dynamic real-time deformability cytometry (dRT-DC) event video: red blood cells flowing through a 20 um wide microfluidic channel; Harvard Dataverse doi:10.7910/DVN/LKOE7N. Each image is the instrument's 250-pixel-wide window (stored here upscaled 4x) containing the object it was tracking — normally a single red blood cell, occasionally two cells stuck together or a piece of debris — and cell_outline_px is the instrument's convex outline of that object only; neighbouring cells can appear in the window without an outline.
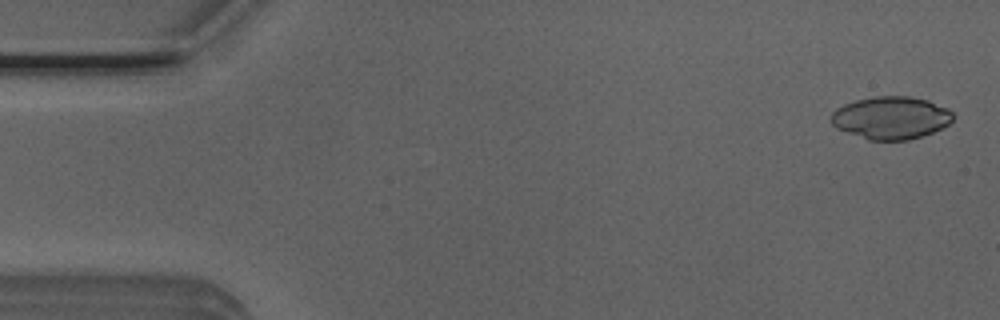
{"species": "Egyptian fruit bat (a non-hibernating species)", "species_latin": "Rousettus aegyptiacus", "temperature_condition": "room temperature", "stored_images_in_passage": 52, "camera_frame_rate_fps": 3000, "um_per_image_px": 0.085, "animal": {"sex": "male"}, "frame": {"image": 1, "passage_image": 2, "time_ms": 0.333, "image_size_px": [1000, 320], "cell_outline_px": [[956, 116], [948, 124], [932, 132], [908, 140], [868, 140], [836, 128], [832, 124], [832, 112], [836, 108], [844, 104], [856, 100], [872, 96], [908, 96], [928, 100], [948, 108]], "centroid_in_image_um": [75.73, 10.0], "position_along_channel_um": 9.3, "area_um2": 30.29}}
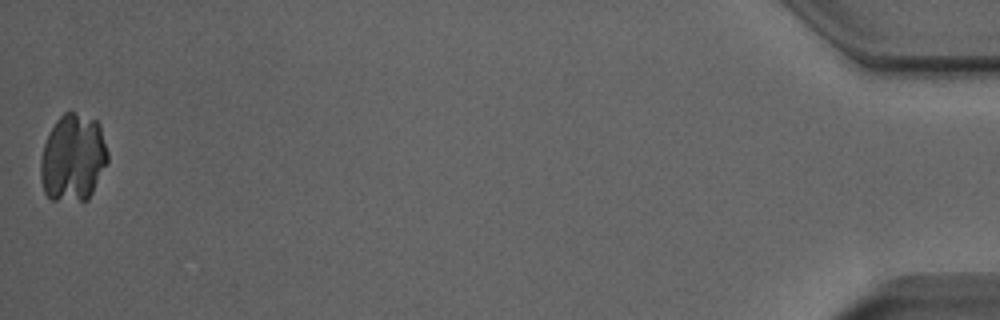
{"frame": {"image": 2, "passage_image": 52, "time_ms": 17.0, "image_size_px": [1000, 320], "cell_outline_px": [[108, 160], [88, 200], [52, 200], [44, 192], [40, 180], [40, 160], [44, 144], [48, 132], [56, 120], [64, 112], [72, 112], [96, 120], [100, 124], [108, 152]], "centroid_in_image_um": [6.18, 13.41], "position_along_channel_um": 429.0, "area_um2": 34.28}}